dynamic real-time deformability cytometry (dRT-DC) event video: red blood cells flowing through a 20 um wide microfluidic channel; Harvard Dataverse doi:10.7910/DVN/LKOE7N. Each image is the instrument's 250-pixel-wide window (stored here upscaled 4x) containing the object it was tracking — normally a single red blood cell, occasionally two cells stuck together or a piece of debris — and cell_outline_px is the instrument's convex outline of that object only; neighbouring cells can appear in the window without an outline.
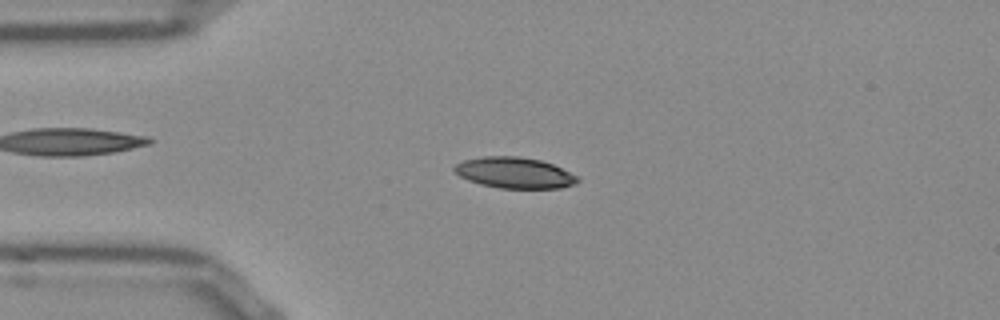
{"species": "Egyptian fruit bat (a non-hibernating species)", "species_latin": "Rousettus aegyptiacus", "temperature_condition": "room temperature", "stored_images_in_passage": 51, "camera_frame_rate_fps": 3000, "um_per_image_px": 0.085, "frame": {"image": 1, "passage_image": 11, "time_ms": 3.333, "image_size_px": [1000, 320], "cell_outline_px": [[580, 180], [576, 184], [560, 188], [500, 188], [480, 184], [468, 180], [460, 176], [452, 168], [456, 164], [464, 160], [484, 156], [520, 156], [540, 160], [552, 164], [576, 176]], "centroid_in_image_um": [43.72, 14.68], "position_along_channel_um": 41.3, "area_um2": 22.08}}
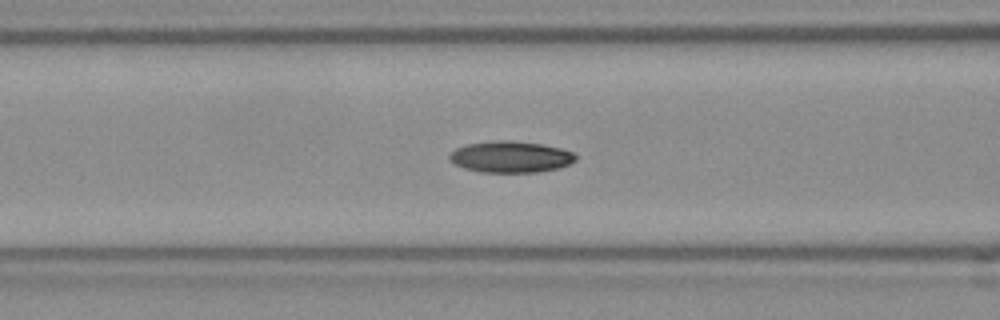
{"frame": {"image": 2, "passage_image": 19, "time_ms": 6.0, "image_size_px": [1000, 320], "cell_outline_px": [[576, 160], [560, 168], [536, 172], [480, 172], [464, 168], [448, 160], [448, 156], [456, 148], [468, 144], [496, 140], [512, 140], [540, 144], [560, 148], [572, 152], [576, 156]], "centroid_in_image_um": [43.39, 13.33], "position_along_channel_um": 123.2, "area_um2": 23.0}}
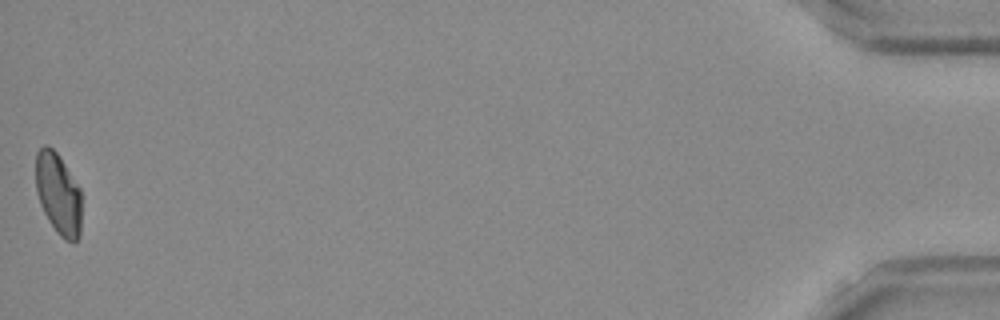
{"frame": {"image": 3, "passage_image": 51, "time_ms": 16.667, "image_size_px": [1000, 320], "cell_outline_px": [[80, 236], [72, 244], [64, 240], [56, 232], [48, 220], [40, 204], [36, 192], [36, 152], [44, 144], [48, 144], [56, 152], [80, 188]], "centroid_in_image_um": [4.94, 16.5], "position_along_channel_um": 430.3, "area_um2": 21.79}, "authors_computed_cell_mechanics": {"area_um2": 22.253, "velocity_mm_per_s": 3.8386, "shape_relaxation_time_tau1_ms": 10.7292, "shape_relaxation_time_tau2_ms": 10.4818, "deformation_change_tau1": 0.2471, "deformation_change_tau2": 0.125}}